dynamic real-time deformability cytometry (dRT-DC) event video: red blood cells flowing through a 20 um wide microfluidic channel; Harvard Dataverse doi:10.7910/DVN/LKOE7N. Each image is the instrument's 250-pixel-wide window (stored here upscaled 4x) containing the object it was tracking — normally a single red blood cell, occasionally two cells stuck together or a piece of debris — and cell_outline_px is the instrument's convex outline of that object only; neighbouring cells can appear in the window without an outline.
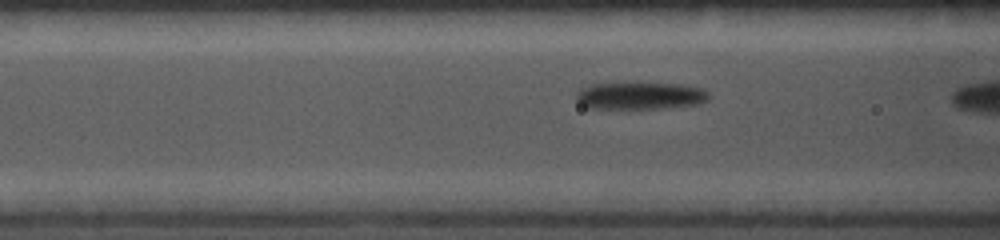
{"species": "common noctule bat (a hibernating species)", "species_latin": "Nyctalus noctula", "temperature_condition": "cold", "stored_images_in_passage": 9, "camera_frame_rate_fps": 5000, "um_per_image_px": 0.085, "animal": {"sex": "female", "body_mass_g": 19.0, "forearm_length_mm": 56.7}, "frame": {"image": 1, "passage_image": 8, "time_ms": 1.4, "image_size_px": [1000, 240], "cell_outline_px": [[712, 96], [708, 100], [696, 104], [668, 108], [588, 108], [580, 104], [576, 100], [576, 92], [580, 88], [588, 84], [620, 80], [680, 84], [704, 88]], "centroid_in_image_um": [54.37, 8.08], "position_along_channel_um": 112.2, "area_um2": 22.31}}